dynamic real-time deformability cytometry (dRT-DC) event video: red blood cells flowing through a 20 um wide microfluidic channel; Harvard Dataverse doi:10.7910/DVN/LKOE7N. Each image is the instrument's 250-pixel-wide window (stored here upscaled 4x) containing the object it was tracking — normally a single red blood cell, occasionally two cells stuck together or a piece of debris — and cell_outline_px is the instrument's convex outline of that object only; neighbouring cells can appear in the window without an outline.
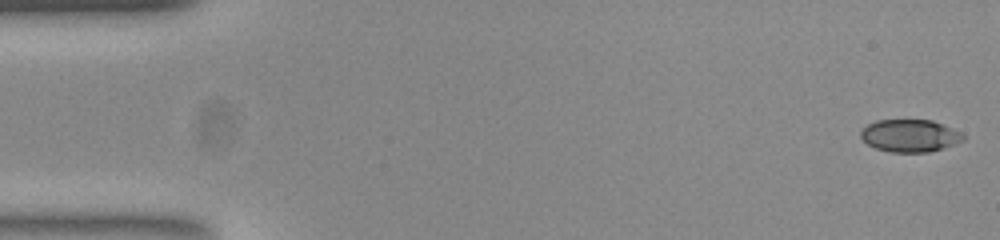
{"species": "common noctule bat (a hibernating species)", "species_latin": "Nyctalus noctula", "temperature_condition": "room temperature", "stored_images_in_passage": 52, "camera_frame_rate_fps": 3000, "um_per_image_px": 0.085, "animal": {"sex": "female", "body_mass_g": 23.0, "forearm_length_mm": 53.4}, "frame": {"image": 1, "passage_image": 1, "time_ms": 0.0, "image_size_px": [1000, 240], "cell_outline_px": [[964, 140], [956, 144], [944, 148], [928, 152], [892, 152], [876, 148], [868, 144], [860, 136], [860, 132], [868, 124], [876, 120], [932, 120], [944, 124], [960, 132], [964, 136]], "centroid_in_image_um": [77.36, 11.53], "position_along_channel_um": 7.6, "area_um2": 19.36}}
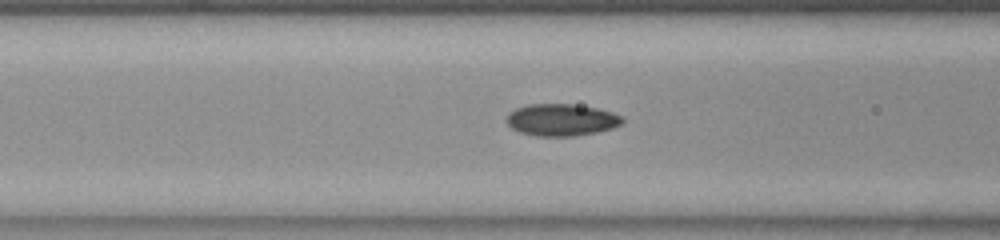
{"frame": {"image": 2, "passage_image": 20, "time_ms": 6.333, "image_size_px": [1000, 240], "cell_outline_px": [[624, 120], [620, 124], [612, 128], [596, 132], [572, 136], [536, 136], [520, 132], [512, 128], [508, 124], [508, 112], [516, 108], [528, 104], [572, 104], [596, 108], [612, 112], [624, 116]], "centroid_in_image_um": [47.73, 10.18], "position_along_channel_um": 118.9, "area_um2": 21.5}}
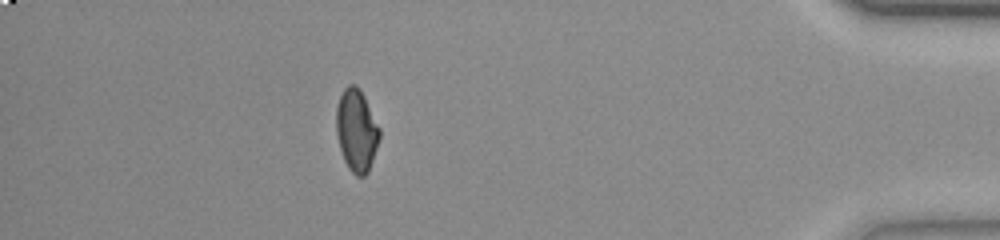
{"frame": {"image": 3, "passage_image": 46, "time_ms": 15.0, "image_size_px": [1000, 240], "cell_outline_px": [[380, 136], [368, 172], [364, 176], [356, 176], [348, 168], [344, 160], [340, 148], [336, 132], [336, 108], [340, 96], [344, 88], [348, 84], [356, 84], [360, 88], [380, 128]], "centroid_in_image_um": [30.29, 11.06], "position_along_channel_um": 404.9, "area_um2": 20.69}, "authors_computed_cell_mechanics": {"area_um2": 20.6924, "velocity_mm_per_s": 3.9013, "shape_relaxation_time_tau1_ms": null, "shape_relaxation_time_tau2_ms": 1.4293, "deformation_change_tau1": null, "deformation_change_tau2": 0.0507}}